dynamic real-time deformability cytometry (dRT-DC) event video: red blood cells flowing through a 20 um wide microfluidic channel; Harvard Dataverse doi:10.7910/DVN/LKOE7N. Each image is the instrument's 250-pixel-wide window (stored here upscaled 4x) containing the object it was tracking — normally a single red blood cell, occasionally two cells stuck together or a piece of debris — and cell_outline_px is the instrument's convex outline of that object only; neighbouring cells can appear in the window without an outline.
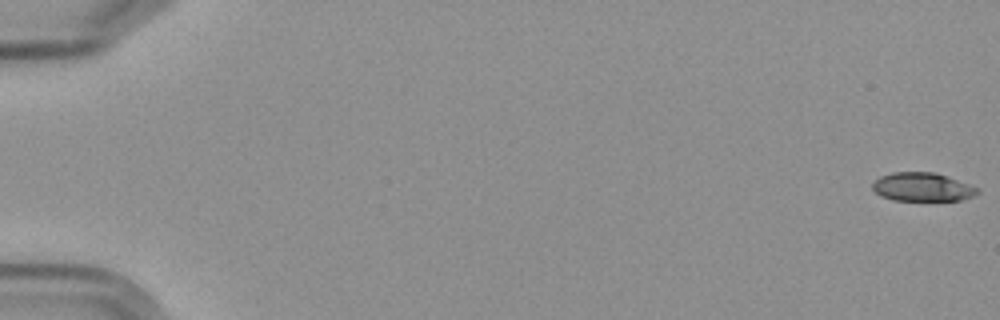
{"species": "Egyptian fruit bat (a non-hibernating species)", "species_latin": "Rousettus aegyptiacus", "temperature_condition": "cold", "stored_images_in_passage": 7, "camera_frame_rate_fps": 3000, "um_per_image_px": 0.085, "frame": {"image": 1, "passage_image": 1, "time_ms": 0.0, "image_size_px": [1000, 320], "cell_outline_px": [[980, 192], [972, 196], [960, 200], [892, 200], [880, 196], [872, 188], [872, 184], [880, 176], [892, 172], [936, 172], [948, 176], [976, 188]], "centroid_in_image_um": [78.36, 15.89], "position_along_channel_um": 6.6, "area_um2": 17.34}}